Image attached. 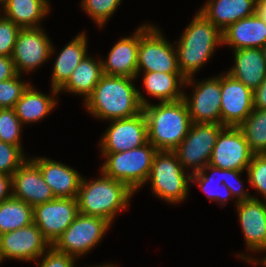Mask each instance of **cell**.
I'll use <instances>...</instances> for the list:
<instances>
[{
	"instance_id": "obj_1",
	"label": "cell",
	"mask_w": 266,
	"mask_h": 267,
	"mask_svg": "<svg viewBox=\"0 0 266 267\" xmlns=\"http://www.w3.org/2000/svg\"><path fill=\"white\" fill-rule=\"evenodd\" d=\"M133 78L103 74L93 93L85 100L87 110L93 116L114 120L135 116L149 102L135 88Z\"/></svg>"
},
{
	"instance_id": "obj_2",
	"label": "cell",
	"mask_w": 266,
	"mask_h": 267,
	"mask_svg": "<svg viewBox=\"0 0 266 267\" xmlns=\"http://www.w3.org/2000/svg\"><path fill=\"white\" fill-rule=\"evenodd\" d=\"M176 45L178 66L186 78L185 86L193 84L192 76L222 45V32L200 11L192 19Z\"/></svg>"
},
{
	"instance_id": "obj_3",
	"label": "cell",
	"mask_w": 266,
	"mask_h": 267,
	"mask_svg": "<svg viewBox=\"0 0 266 267\" xmlns=\"http://www.w3.org/2000/svg\"><path fill=\"white\" fill-rule=\"evenodd\" d=\"M148 141L157 150L173 151L187 135L192 124L183 99L143 106Z\"/></svg>"
},
{
	"instance_id": "obj_4",
	"label": "cell",
	"mask_w": 266,
	"mask_h": 267,
	"mask_svg": "<svg viewBox=\"0 0 266 267\" xmlns=\"http://www.w3.org/2000/svg\"><path fill=\"white\" fill-rule=\"evenodd\" d=\"M100 174L102 177L93 181L82 178L77 196L79 213L101 217L111 224L118 211L127 208L135 192L121 181Z\"/></svg>"
},
{
	"instance_id": "obj_5",
	"label": "cell",
	"mask_w": 266,
	"mask_h": 267,
	"mask_svg": "<svg viewBox=\"0 0 266 267\" xmlns=\"http://www.w3.org/2000/svg\"><path fill=\"white\" fill-rule=\"evenodd\" d=\"M158 150L148 141L141 147L118 153H102L106 161L101 172L126 184L133 192L147 182Z\"/></svg>"
},
{
	"instance_id": "obj_6",
	"label": "cell",
	"mask_w": 266,
	"mask_h": 267,
	"mask_svg": "<svg viewBox=\"0 0 266 267\" xmlns=\"http://www.w3.org/2000/svg\"><path fill=\"white\" fill-rule=\"evenodd\" d=\"M148 180L156 196L175 204L186 199L191 175L186 177L174 151L158 150L153 157Z\"/></svg>"
},
{
	"instance_id": "obj_7",
	"label": "cell",
	"mask_w": 266,
	"mask_h": 267,
	"mask_svg": "<svg viewBox=\"0 0 266 267\" xmlns=\"http://www.w3.org/2000/svg\"><path fill=\"white\" fill-rule=\"evenodd\" d=\"M144 72L181 73L177 50L154 25L140 27L137 76Z\"/></svg>"
},
{
	"instance_id": "obj_8",
	"label": "cell",
	"mask_w": 266,
	"mask_h": 267,
	"mask_svg": "<svg viewBox=\"0 0 266 267\" xmlns=\"http://www.w3.org/2000/svg\"><path fill=\"white\" fill-rule=\"evenodd\" d=\"M110 223L96 216L78 214L52 246L77 259L91 251L102 239Z\"/></svg>"
},
{
	"instance_id": "obj_9",
	"label": "cell",
	"mask_w": 266,
	"mask_h": 267,
	"mask_svg": "<svg viewBox=\"0 0 266 267\" xmlns=\"http://www.w3.org/2000/svg\"><path fill=\"white\" fill-rule=\"evenodd\" d=\"M225 126L218 123H192L182 142L173 150L184 169L201 171L209 164L217 136Z\"/></svg>"
},
{
	"instance_id": "obj_10",
	"label": "cell",
	"mask_w": 266,
	"mask_h": 267,
	"mask_svg": "<svg viewBox=\"0 0 266 267\" xmlns=\"http://www.w3.org/2000/svg\"><path fill=\"white\" fill-rule=\"evenodd\" d=\"M79 214L77 198H54L33 207V223L52 245Z\"/></svg>"
},
{
	"instance_id": "obj_11",
	"label": "cell",
	"mask_w": 266,
	"mask_h": 267,
	"mask_svg": "<svg viewBox=\"0 0 266 267\" xmlns=\"http://www.w3.org/2000/svg\"><path fill=\"white\" fill-rule=\"evenodd\" d=\"M253 155L241 129L225 126L217 136L209 164L221 169L244 171Z\"/></svg>"
},
{
	"instance_id": "obj_12",
	"label": "cell",
	"mask_w": 266,
	"mask_h": 267,
	"mask_svg": "<svg viewBox=\"0 0 266 267\" xmlns=\"http://www.w3.org/2000/svg\"><path fill=\"white\" fill-rule=\"evenodd\" d=\"M110 122L100 141L102 153L129 151L148 142L147 121L143 111L135 116Z\"/></svg>"
},
{
	"instance_id": "obj_13",
	"label": "cell",
	"mask_w": 266,
	"mask_h": 267,
	"mask_svg": "<svg viewBox=\"0 0 266 267\" xmlns=\"http://www.w3.org/2000/svg\"><path fill=\"white\" fill-rule=\"evenodd\" d=\"M50 38L38 28H21L16 37L12 60L19 75L41 66L54 52Z\"/></svg>"
},
{
	"instance_id": "obj_14",
	"label": "cell",
	"mask_w": 266,
	"mask_h": 267,
	"mask_svg": "<svg viewBox=\"0 0 266 267\" xmlns=\"http://www.w3.org/2000/svg\"><path fill=\"white\" fill-rule=\"evenodd\" d=\"M51 246L34 224L0 235V259L31 261L42 258L46 247Z\"/></svg>"
},
{
	"instance_id": "obj_15",
	"label": "cell",
	"mask_w": 266,
	"mask_h": 267,
	"mask_svg": "<svg viewBox=\"0 0 266 267\" xmlns=\"http://www.w3.org/2000/svg\"><path fill=\"white\" fill-rule=\"evenodd\" d=\"M253 109V91L230 74L221 75V124L239 127Z\"/></svg>"
},
{
	"instance_id": "obj_16",
	"label": "cell",
	"mask_w": 266,
	"mask_h": 267,
	"mask_svg": "<svg viewBox=\"0 0 266 267\" xmlns=\"http://www.w3.org/2000/svg\"><path fill=\"white\" fill-rule=\"evenodd\" d=\"M193 97L183 94L192 123L221 124V75L197 83Z\"/></svg>"
},
{
	"instance_id": "obj_17",
	"label": "cell",
	"mask_w": 266,
	"mask_h": 267,
	"mask_svg": "<svg viewBox=\"0 0 266 267\" xmlns=\"http://www.w3.org/2000/svg\"><path fill=\"white\" fill-rule=\"evenodd\" d=\"M11 191L14 198L32 207L55 198L49 185L45 183L40 168L29 159L13 173Z\"/></svg>"
},
{
	"instance_id": "obj_18",
	"label": "cell",
	"mask_w": 266,
	"mask_h": 267,
	"mask_svg": "<svg viewBox=\"0 0 266 267\" xmlns=\"http://www.w3.org/2000/svg\"><path fill=\"white\" fill-rule=\"evenodd\" d=\"M237 211L247 249L266 251V202L253 196L238 202Z\"/></svg>"
},
{
	"instance_id": "obj_19",
	"label": "cell",
	"mask_w": 266,
	"mask_h": 267,
	"mask_svg": "<svg viewBox=\"0 0 266 267\" xmlns=\"http://www.w3.org/2000/svg\"><path fill=\"white\" fill-rule=\"evenodd\" d=\"M31 160L40 168L55 198H77L82 176L76 170L49 158Z\"/></svg>"
},
{
	"instance_id": "obj_20",
	"label": "cell",
	"mask_w": 266,
	"mask_h": 267,
	"mask_svg": "<svg viewBox=\"0 0 266 267\" xmlns=\"http://www.w3.org/2000/svg\"><path fill=\"white\" fill-rule=\"evenodd\" d=\"M140 27L130 37H123L110 50L106 61L101 60L103 74L137 78Z\"/></svg>"
},
{
	"instance_id": "obj_21",
	"label": "cell",
	"mask_w": 266,
	"mask_h": 267,
	"mask_svg": "<svg viewBox=\"0 0 266 267\" xmlns=\"http://www.w3.org/2000/svg\"><path fill=\"white\" fill-rule=\"evenodd\" d=\"M234 50L261 48L266 44V24L257 13L238 20L222 31V45Z\"/></svg>"
},
{
	"instance_id": "obj_22",
	"label": "cell",
	"mask_w": 266,
	"mask_h": 267,
	"mask_svg": "<svg viewBox=\"0 0 266 267\" xmlns=\"http://www.w3.org/2000/svg\"><path fill=\"white\" fill-rule=\"evenodd\" d=\"M257 0H209L199 10L221 32L240 19L256 13Z\"/></svg>"
},
{
	"instance_id": "obj_23",
	"label": "cell",
	"mask_w": 266,
	"mask_h": 267,
	"mask_svg": "<svg viewBox=\"0 0 266 267\" xmlns=\"http://www.w3.org/2000/svg\"><path fill=\"white\" fill-rule=\"evenodd\" d=\"M235 65L227 72L252 91L257 89L266 77V61L261 48L234 50Z\"/></svg>"
},
{
	"instance_id": "obj_24",
	"label": "cell",
	"mask_w": 266,
	"mask_h": 267,
	"mask_svg": "<svg viewBox=\"0 0 266 267\" xmlns=\"http://www.w3.org/2000/svg\"><path fill=\"white\" fill-rule=\"evenodd\" d=\"M87 39L85 33L76 36L58 54L54 63L51 88L53 95L69 79L79 63L87 56Z\"/></svg>"
},
{
	"instance_id": "obj_25",
	"label": "cell",
	"mask_w": 266,
	"mask_h": 267,
	"mask_svg": "<svg viewBox=\"0 0 266 267\" xmlns=\"http://www.w3.org/2000/svg\"><path fill=\"white\" fill-rule=\"evenodd\" d=\"M103 75L101 59L95 61L88 55L79 63L69 79L58 89L84 95L86 100L94 91Z\"/></svg>"
},
{
	"instance_id": "obj_26",
	"label": "cell",
	"mask_w": 266,
	"mask_h": 267,
	"mask_svg": "<svg viewBox=\"0 0 266 267\" xmlns=\"http://www.w3.org/2000/svg\"><path fill=\"white\" fill-rule=\"evenodd\" d=\"M6 19L20 28H38V24L49 13L47 0H9L2 6Z\"/></svg>"
},
{
	"instance_id": "obj_27",
	"label": "cell",
	"mask_w": 266,
	"mask_h": 267,
	"mask_svg": "<svg viewBox=\"0 0 266 267\" xmlns=\"http://www.w3.org/2000/svg\"><path fill=\"white\" fill-rule=\"evenodd\" d=\"M144 87L148 94L160 102H173L183 99L186 78L182 73L144 72Z\"/></svg>"
},
{
	"instance_id": "obj_28",
	"label": "cell",
	"mask_w": 266,
	"mask_h": 267,
	"mask_svg": "<svg viewBox=\"0 0 266 267\" xmlns=\"http://www.w3.org/2000/svg\"><path fill=\"white\" fill-rule=\"evenodd\" d=\"M36 91L31 84L15 104V112L22 124L34 123L50 114L57 101L54 97Z\"/></svg>"
},
{
	"instance_id": "obj_29",
	"label": "cell",
	"mask_w": 266,
	"mask_h": 267,
	"mask_svg": "<svg viewBox=\"0 0 266 267\" xmlns=\"http://www.w3.org/2000/svg\"><path fill=\"white\" fill-rule=\"evenodd\" d=\"M33 223V207L13 196L0 203V235Z\"/></svg>"
},
{
	"instance_id": "obj_30",
	"label": "cell",
	"mask_w": 266,
	"mask_h": 267,
	"mask_svg": "<svg viewBox=\"0 0 266 267\" xmlns=\"http://www.w3.org/2000/svg\"><path fill=\"white\" fill-rule=\"evenodd\" d=\"M211 171V175H206V171ZM218 175L221 177L216 185L214 186L215 176ZM224 179V169L215 167L213 165L207 164L201 171L191 174V181H195L199 187L207 194L208 200L211 202L212 200L219 201L220 204L225 205L228 200L233 199V195L229 188L223 183ZM217 181V180H216ZM223 188V190H222ZM220 189L223 191H220ZM232 197V199H229Z\"/></svg>"
},
{
	"instance_id": "obj_31",
	"label": "cell",
	"mask_w": 266,
	"mask_h": 267,
	"mask_svg": "<svg viewBox=\"0 0 266 267\" xmlns=\"http://www.w3.org/2000/svg\"><path fill=\"white\" fill-rule=\"evenodd\" d=\"M239 128L254 154H266V110L253 109Z\"/></svg>"
},
{
	"instance_id": "obj_32",
	"label": "cell",
	"mask_w": 266,
	"mask_h": 267,
	"mask_svg": "<svg viewBox=\"0 0 266 267\" xmlns=\"http://www.w3.org/2000/svg\"><path fill=\"white\" fill-rule=\"evenodd\" d=\"M22 123L14 108H0V141L18 146L21 150L20 132Z\"/></svg>"
},
{
	"instance_id": "obj_33",
	"label": "cell",
	"mask_w": 266,
	"mask_h": 267,
	"mask_svg": "<svg viewBox=\"0 0 266 267\" xmlns=\"http://www.w3.org/2000/svg\"><path fill=\"white\" fill-rule=\"evenodd\" d=\"M82 8L100 27L116 11L121 0H82Z\"/></svg>"
},
{
	"instance_id": "obj_34",
	"label": "cell",
	"mask_w": 266,
	"mask_h": 267,
	"mask_svg": "<svg viewBox=\"0 0 266 267\" xmlns=\"http://www.w3.org/2000/svg\"><path fill=\"white\" fill-rule=\"evenodd\" d=\"M26 160L18 146L0 141V173L12 176Z\"/></svg>"
},
{
	"instance_id": "obj_35",
	"label": "cell",
	"mask_w": 266,
	"mask_h": 267,
	"mask_svg": "<svg viewBox=\"0 0 266 267\" xmlns=\"http://www.w3.org/2000/svg\"><path fill=\"white\" fill-rule=\"evenodd\" d=\"M19 74L15 77L0 82V108H14L23 92L30 85L20 80Z\"/></svg>"
},
{
	"instance_id": "obj_36",
	"label": "cell",
	"mask_w": 266,
	"mask_h": 267,
	"mask_svg": "<svg viewBox=\"0 0 266 267\" xmlns=\"http://www.w3.org/2000/svg\"><path fill=\"white\" fill-rule=\"evenodd\" d=\"M246 170L250 185L266 199V154H254Z\"/></svg>"
},
{
	"instance_id": "obj_37",
	"label": "cell",
	"mask_w": 266,
	"mask_h": 267,
	"mask_svg": "<svg viewBox=\"0 0 266 267\" xmlns=\"http://www.w3.org/2000/svg\"><path fill=\"white\" fill-rule=\"evenodd\" d=\"M20 29L13 21L0 17V56H12Z\"/></svg>"
},
{
	"instance_id": "obj_38",
	"label": "cell",
	"mask_w": 266,
	"mask_h": 267,
	"mask_svg": "<svg viewBox=\"0 0 266 267\" xmlns=\"http://www.w3.org/2000/svg\"><path fill=\"white\" fill-rule=\"evenodd\" d=\"M46 253V254H45ZM42 256V262H38L39 267H74L75 259L66 253L56 250L52 245L48 247Z\"/></svg>"
},
{
	"instance_id": "obj_39",
	"label": "cell",
	"mask_w": 266,
	"mask_h": 267,
	"mask_svg": "<svg viewBox=\"0 0 266 267\" xmlns=\"http://www.w3.org/2000/svg\"><path fill=\"white\" fill-rule=\"evenodd\" d=\"M241 173L243 172L238 170L224 169L223 183L229 188L233 195V198L237 197V203L252 198V196L249 195L245 189H243L242 181L239 178V175H241Z\"/></svg>"
},
{
	"instance_id": "obj_40",
	"label": "cell",
	"mask_w": 266,
	"mask_h": 267,
	"mask_svg": "<svg viewBox=\"0 0 266 267\" xmlns=\"http://www.w3.org/2000/svg\"><path fill=\"white\" fill-rule=\"evenodd\" d=\"M17 74L12 57L0 56V82L9 80Z\"/></svg>"
},
{
	"instance_id": "obj_41",
	"label": "cell",
	"mask_w": 266,
	"mask_h": 267,
	"mask_svg": "<svg viewBox=\"0 0 266 267\" xmlns=\"http://www.w3.org/2000/svg\"><path fill=\"white\" fill-rule=\"evenodd\" d=\"M253 108L266 110V77L259 87L253 91Z\"/></svg>"
},
{
	"instance_id": "obj_42",
	"label": "cell",
	"mask_w": 266,
	"mask_h": 267,
	"mask_svg": "<svg viewBox=\"0 0 266 267\" xmlns=\"http://www.w3.org/2000/svg\"><path fill=\"white\" fill-rule=\"evenodd\" d=\"M12 176L0 173V203L12 197Z\"/></svg>"
},
{
	"instance_id": "obj_43",
	"label": "cell",
	"mask_w": 266,
	"mask_h": 267,
	"mask_svg": "<svg viewBox=\"0 0 266 267\" xmlns=\"http://www.w3.org/2000/svg\"><path fill=\"white\" fill-rule=\"evenodd\" d=\"M256 13L266 24V0H257Z\"/></svg>"
},
{
	"instance_id": "obj_44",
	"label": "cell",
	"mask_w": 266,
	"mask_h": 267,
	"mask_svg": "<svg viewBox=\"0 0 266 267\" xmlns=\"http://www.w3.org/2000/svg\"><path fill=\"white\" fill-rule=\"evenodd\" d=\"M239 257H241L242 259H245V261L248 262V263H252V264L253 263L254 264H256V263L258 264L259 263V264H262V266H265L266 267V257L264 259L261 258V261L260 260L259 261L258 260L256 261L255 259L253 260L252 259V256L250 258V256L248 257V256H244V255L243 256L242 255H239Z\"/></svg>"
},
{
	"instance_id": "obj_45",
	"label": "cell",
	"mask_w": 266,
	"mask_h": 267,
	"mask_svg": "<svg viewBox=\"0 0 266 267\" xmlns=\"http://www.w3.org/2000/svg\"><path fill=\"white\" fill-rule=\"evenodd\" d=\"M262 53H263V57L266 61V44L264 46L261 47Z\"/></svg>"
},
{
	"instance_id": "obj_46",
	"label": "cell",
	"mask_w": 266,
	"mask_h": 267,
	"mask_svg": "<svg viewBox=\"0 0 266 267\" xmlns=\"http://www.w3.org/2000/svg\"><path fill=\"white\" fill-rule=\"evenodd\" d=\"M95 267H116V266H114L113 264H104V265H99V266H95Z\"/></svg>"
},
{
	"instance_id": "obj_47",
	"label": "cell",
	"mask_w": 266,
	"mask_h": 267,
	"mask_svg": "<svg viewBox=\"0 0 266 267\" xmlns=\"http://www.w3.org/2000/svg\"><path fill=\"white\" fill-rule=\"evenodd\" d=\"M9 0H0V4L4 5L5 3H7Z\"/></svg>"
}]
</instances>
